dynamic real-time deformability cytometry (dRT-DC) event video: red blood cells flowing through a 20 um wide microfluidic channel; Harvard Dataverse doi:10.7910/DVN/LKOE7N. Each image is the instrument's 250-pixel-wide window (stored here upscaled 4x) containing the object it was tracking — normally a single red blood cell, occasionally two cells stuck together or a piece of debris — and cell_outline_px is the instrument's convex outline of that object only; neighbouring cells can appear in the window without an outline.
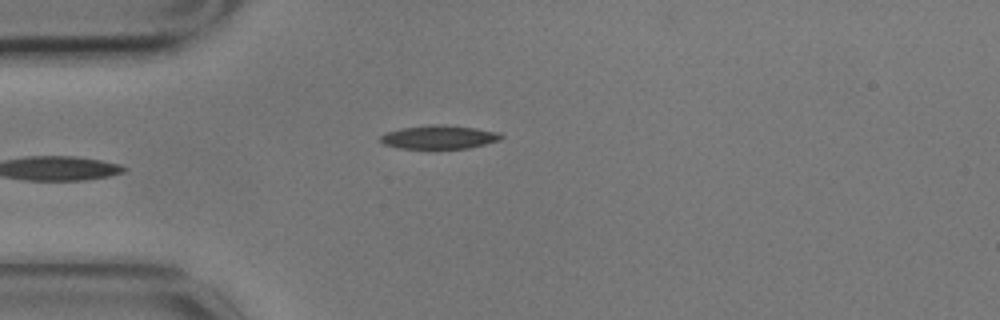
{"species": "common noctule bat (a hibernating species)", "species_latin": "Nyctalus noctula", "temperature_condition": "cold", "stored_images_in_passage": 5, "camera_frame_rate_fps": 3000, "um_per_image_px": 0.085, "animal": {"sex": "male", "body_mass_g": 17.9}, "frame": {"image": 1, "passage_image": 5, "time_ms": 1.333, "image_size_px": [1000, 320], "cell_outline_px": [[504, 136], [500, 140], [468, 148], [396, 148], [384, 144], [380, 140], [380, 136], [388, 132], [400, 128], [476, 128], [500, 132]], "centroid_in_image_um": [37.35, 11.71], "position_along_channel_um": 47.7, "area_um2": 15.32}}